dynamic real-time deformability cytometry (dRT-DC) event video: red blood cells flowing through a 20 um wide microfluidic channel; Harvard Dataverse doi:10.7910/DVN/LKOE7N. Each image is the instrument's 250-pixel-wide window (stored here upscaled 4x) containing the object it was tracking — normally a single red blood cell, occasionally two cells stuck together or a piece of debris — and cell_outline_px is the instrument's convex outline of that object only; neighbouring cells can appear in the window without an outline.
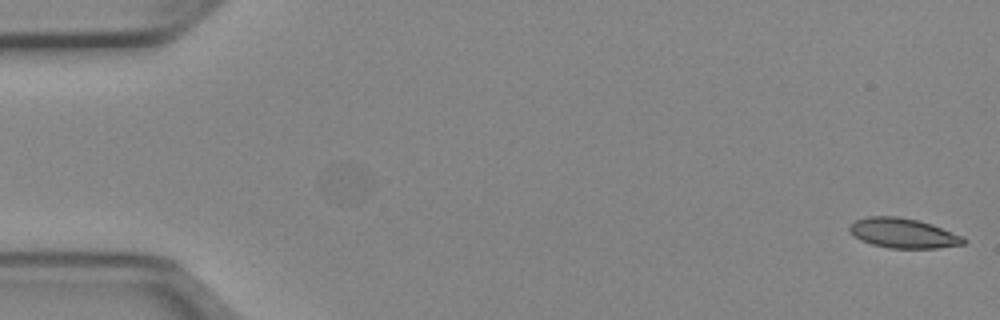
{"species": "Egyptian fruit bat (a non-hibernating species)", "species_latin": "Rousettus aegyptiacus", "temperature_condition": "cold", "stored_images_in_passage": 51, "camera_frame_rate_fps": 3000, "um_per_image_px": 0.085, "animal": {"sex": "female"}, "frame": {"image": 1, "passage_image": 1, "time_ms": 0.0, "image_size_px": [1000, 320], "cell_outline_px": [[968, 240], [964, 244], [936, 248], [888, 248], [872, 244], [860, 240], [848, 232], [848, 224], [856, 220], [868, 216], [900, 216], [932, 224], [964, 236]], "centroid_in_image_um": [76.75, 19.81], "position_along_channel_um": 8.2, "area_um2": 20.06}}
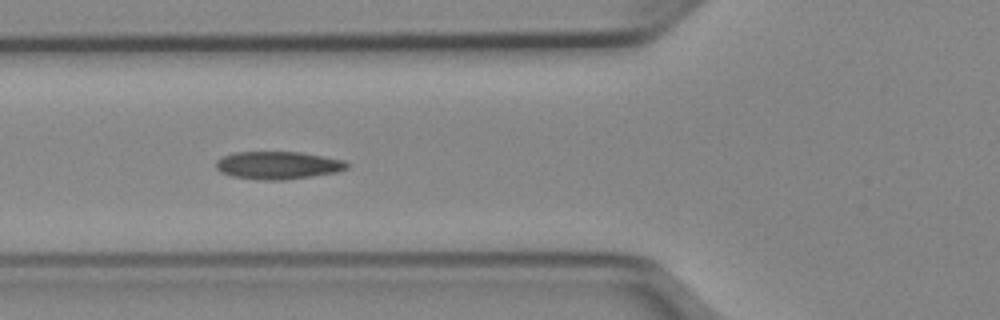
{"frame": {"image": 2, "passage_image": 19, "time_ms": 6.0, "image_size_px": [1000, 320], "cell_outline_px": [[348, 168], [336, 172], [312, 176], [284, 180], [264, 180], [232, 176], [220, 172], [216, 168], [216, 160], [232, 152], [300, 152], [324, 156], [344, 160], [348, 164]], "centroid_in_image_um": [23.62, 14.04], "position_along_channel_um": 102.2, "area_um2": 21.15}}
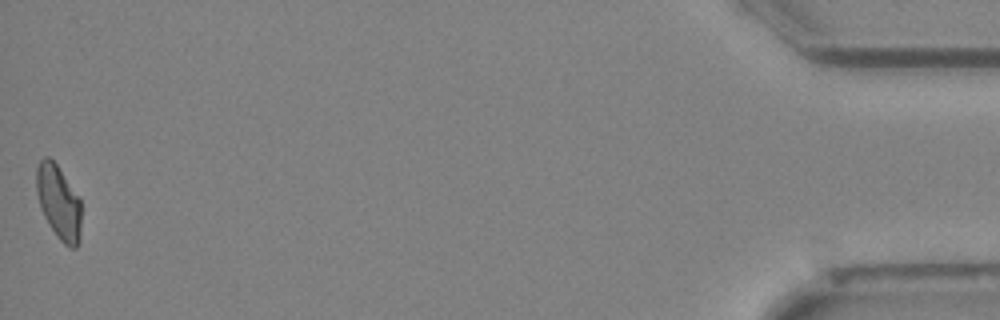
{"frame": {"image": 3, "passage_image": 51, "time_ms": 16.667, "image_size_px": [1000, 320], "cell_outline_px": [[80, 240], [76, 248], [72, 248], [64, 244], [56, 236], [44, 216], [40, 208], [36, 192], [36, 168], [40, 160], [44, 156], [48, 156], [56, 164], [80, 200]], "centroid_in_image_um": [4.96, 17.2], "position_along_channel_um": 430.2, "area_um2": 19.19}, "authors_computed_cell_mechanics": {"area_um2": 20.0566, "velocity_mm_per_s": 3.9646, "shape_relaxation_time_tau1_ms": 4.0882, "shape_relaxation_time_tau2_ms": 2.1466, "deformation_change_tau1": 0.1446, "deformation_change_tau2": 0.0877}}